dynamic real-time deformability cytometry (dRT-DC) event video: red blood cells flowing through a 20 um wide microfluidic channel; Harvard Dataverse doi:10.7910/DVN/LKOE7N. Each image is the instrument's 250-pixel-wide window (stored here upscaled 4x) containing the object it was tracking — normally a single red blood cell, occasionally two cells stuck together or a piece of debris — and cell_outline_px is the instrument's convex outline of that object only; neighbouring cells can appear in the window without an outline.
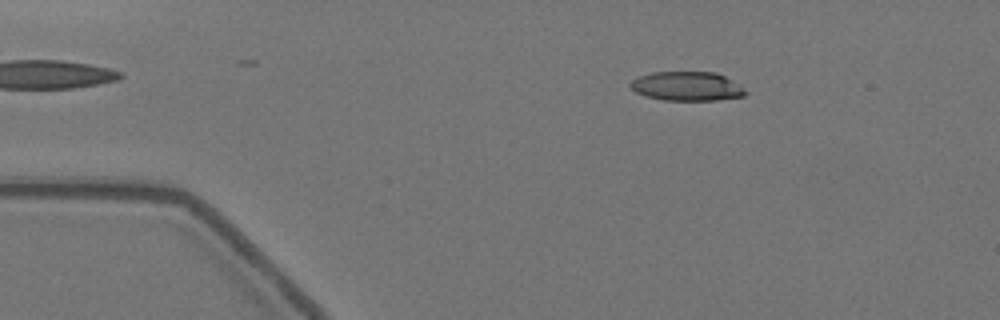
{"species": "Egyptian fruit bat (a non-hibernating species)", "species_latin": "Rousettus aegyptiacus", "temperature_condition": "warm", "stored_images_in_passage": 43, "camera_frame_rate_fps": 3000, "um_per_image_px": 0.085, "animal": {"sex": "female"}, "frame": {"image": 1, "passage_image": 3, "time_ms": 0.667, "image_size_px": [1000, 320], "cell_outline_px": [[748, 92], [744, 96], [716, 100], [664, 100], [644, 96], [636, 92], [628, 84], [632, 80], [640, 76], [652, 72], [716, 72], [740, 84]], "centroid_in_image_um": [58.4, 7.33], "position_along_channel_um": 26.6, "area_um2": 19.59}}
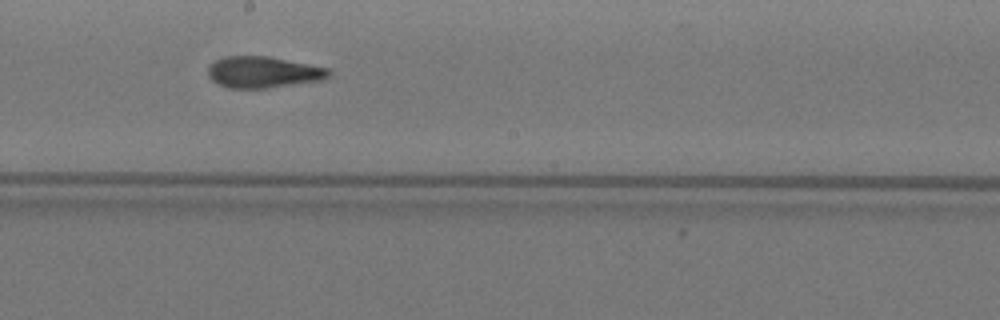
{"frame": {"image": 2, "passage_image": 25, "time_ms": 8.0, "image_size_px": [1000, 320], "cell_outline_px": [[332, 72], [328, 76], [320, 80], [264, 88], [228, 88], [216, 84], [208, 76], [208, 64], [224, 56], [268, 56], [328, 68]], "centroid_in_image_um": [22.3, 6.13], "position_along_channel_um": 225.9, "area_um2": 21.96}}
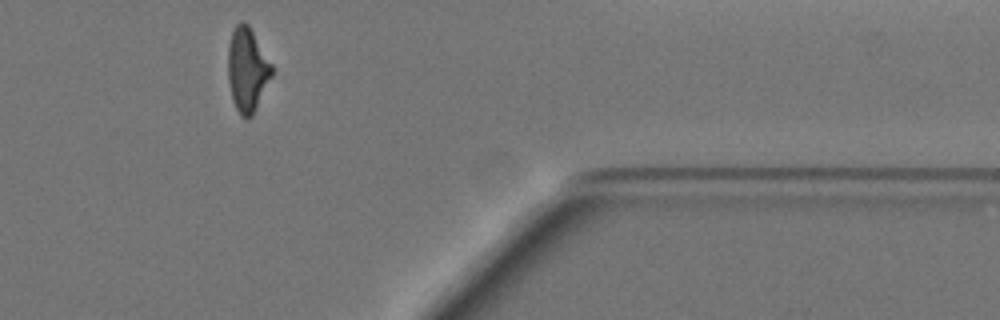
{"frame": {"image": 3, "passage_image": 41, "time_ms": 13.333, "image_size_px": [1000, 320], "cell_outline_px": [[272, 76], [252, 116], [240, 116], [232, 100], [228, 80], [228, 44], [232, 32], [236, 24], [240, 20], [244, 20], [248, 24], [272, 64]], "centroid_in_image_um": [21.0, 5.89], "position_along_channel_um": 390.4, "area_um2": 21.39}, "authors_computed_cell_mechanics": {"area_um2": 21.7328, "velocity_mm_per_s": 3.5342, "shape_relaxation_time_tau1_ms": 6.122, "shape_relaxation_time_tau2_ms": 2.6855, "deformation_change_tau1": 0.2238, "deformation_change_tau2": 0.1246}}